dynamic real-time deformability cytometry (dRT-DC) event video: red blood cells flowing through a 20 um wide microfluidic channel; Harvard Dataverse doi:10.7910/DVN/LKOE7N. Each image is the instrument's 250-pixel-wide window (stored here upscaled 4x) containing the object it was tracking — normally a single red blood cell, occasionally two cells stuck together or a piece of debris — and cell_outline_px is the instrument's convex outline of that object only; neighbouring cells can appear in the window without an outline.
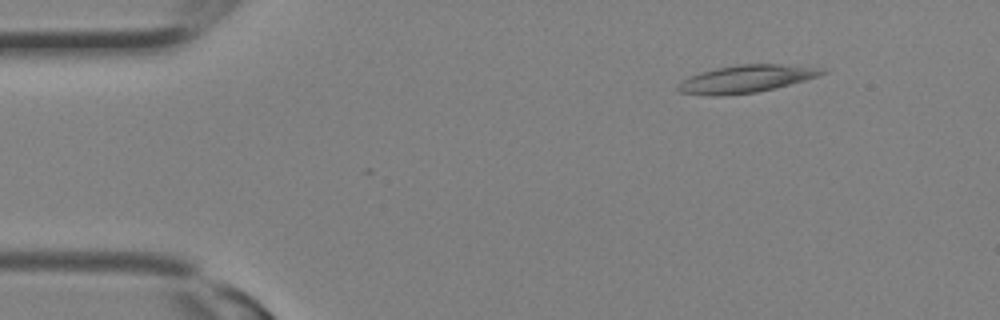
{"species": "Egyptian fruit bat (a non-hibernating species)", "species_latin": "Rousettus aegyptiacus", "temperature_condition": "room temperature", "stored_images_in_passage": 3, "camera_frame_rate_fps": 3000, "um_per_image_px": 0.085, "animal": {"sex": "female"}, "frame": {"image": 1, "passage_image": 2, "time_ms": 0.333, "image_size_px": [1000, 320], "cell_outline_px": [[832, 68], [828, 72], [804, 80], [776, 88], [756, 92], [720, 96], [708, 96], [680, 92], [676, 88], [676, 84], [680, 80], [688, 76], [700, 72], [716, 68], [736, 64], [780, 64]], "centroid_in_image_um": [63.41, 6.7], "position_along_channel_um": 21.6, "area_um2": 23.52}}